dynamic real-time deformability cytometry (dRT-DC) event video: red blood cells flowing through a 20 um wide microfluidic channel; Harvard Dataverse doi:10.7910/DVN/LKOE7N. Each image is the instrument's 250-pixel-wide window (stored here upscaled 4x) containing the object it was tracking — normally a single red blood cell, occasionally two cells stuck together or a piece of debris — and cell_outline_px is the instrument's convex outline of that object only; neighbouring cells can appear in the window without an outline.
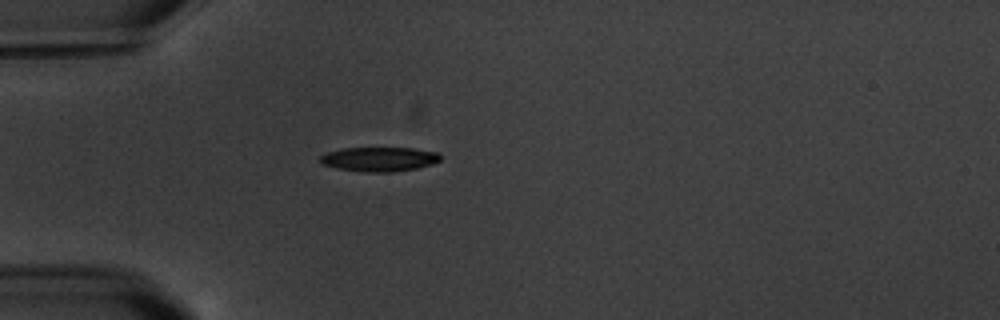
{"species": "common noctule bat (a hibernating species)", "species_latin": "Nyctalus noctula", "temperature_condition": "warm", "stored_images_in_passage": 1, "camera_frame_rate_fps": 3000, "um_per_image_px": 0.085, "animal": {"sex": "male", "body_mass_g": 20.1, "forearm_length_mm": 53.5}, "frame": {"image": 1, "passage_image": 1, "time_ms": 0.0, "image_size_px": [1000, 320], "cell_outline_px": [[440, 160], [432, 164], [416, 168], [392, 172], [364, 172], [336, 168], [320, 164], [320, 156], [328, 152], [340, 148], [412, 148], [436, 152], [440, 156]], "centroid_in_image_um": [32.19, 13.53], "position_along_channel_um": 52.8, "area_um2": 17.05}}